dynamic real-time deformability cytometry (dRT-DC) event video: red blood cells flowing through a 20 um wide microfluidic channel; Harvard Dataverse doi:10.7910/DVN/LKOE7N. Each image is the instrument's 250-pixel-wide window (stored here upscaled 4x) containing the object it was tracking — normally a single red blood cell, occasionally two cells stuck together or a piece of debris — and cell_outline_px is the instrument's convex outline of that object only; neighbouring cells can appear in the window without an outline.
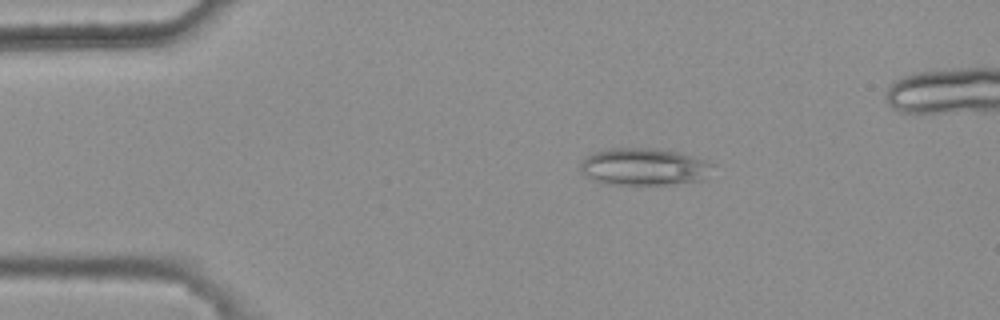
{"species": "common noctule bat (a hibernating species)", "species_latin": "Nyctalus noctula", "temperature_condition": "warm", "stored_images_in_passage": 3, "camera_frame_rate_fps": 3000, "um_per_image_px": 0.085, "animal": {"sex": "female", "body_mass_g": 25.1}, "frame": {"image": 1, "passage_image": 2, "time_ms": 0.333, "image_size_px": [1000, 320], "cell_outline_px": [[712, 164], [700, 180], [668, 184], [608, 184], [592, 180], [584, 176], [580, 172], [580, 160], [596, 152], [608, 148], [656, 148], [676, 152], [708, 160]], "centroid_in_image_um": [54.63, 14.16], "position_along_channel_um": 30.4, "area_um2": 28.32}}